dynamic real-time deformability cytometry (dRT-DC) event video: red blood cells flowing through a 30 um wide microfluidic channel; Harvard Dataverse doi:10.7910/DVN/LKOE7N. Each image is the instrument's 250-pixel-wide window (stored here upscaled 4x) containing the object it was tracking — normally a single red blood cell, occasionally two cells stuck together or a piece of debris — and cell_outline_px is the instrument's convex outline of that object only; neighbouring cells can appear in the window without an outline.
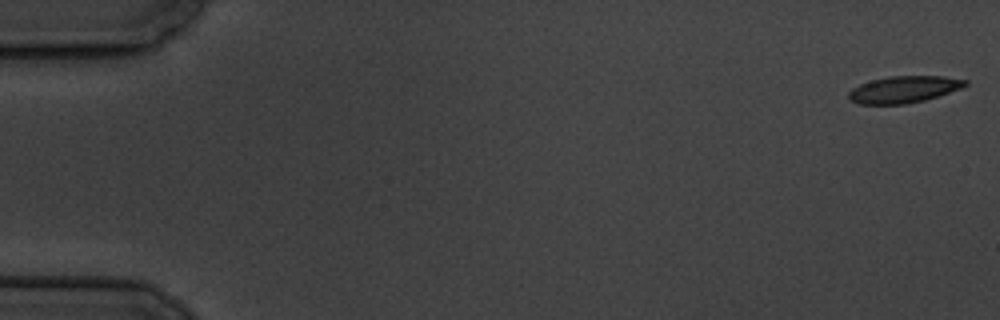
{"species": "common noctule bat (a hibernating species)", "species_latin": "Nyctalus noctula", "temperature_condition": "cold", "stored_images_in_passage": 5, "camera_frame_rate_fps": 3000, "um_per_image_px": 0.085, "animal": {"sex": "male", "body_mass_g": 19.5, "forearm_length_mm": 54.6}, "frame": {"image": 1, "passage_image": 1, "time_ms": 0.0, "image_size_px": [1000, 320], "cell_outline_px": [[968, 84], [960, 88], [924, 100], [904, 104], [860, 104], [852, 100], [848, 96], [848, 92], [852, 88], [860, 84], [872, 80], [888, 76], [944, 76], [968, 80]], "centroid_in_image_um": [76.81, 7.59], "position_along_channel_um": 8.2, "area_um2": 17.98}}
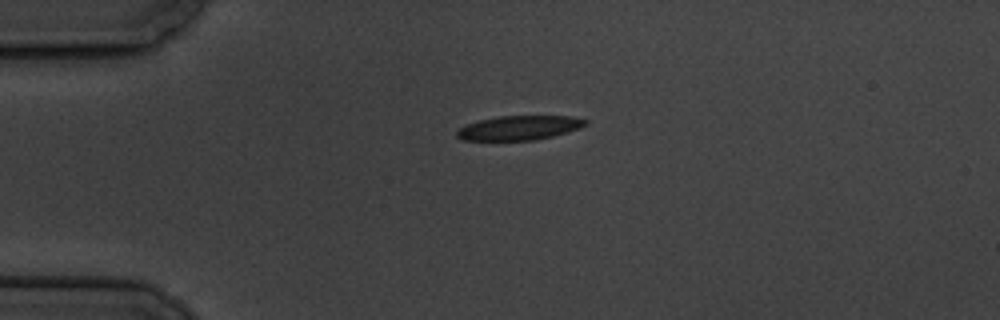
{"frame": {"image": 2, "passage_image": 4, "time_ms": 4.333, "image_size_px": [1000, 320], "cell_outline_px": [[588, 124], [580, 128], [568, 132], [552, 136], [532, 140], [460, 140], [456, 136], [456, 132], [464, 124], [480, 120], [500, 116], [572, 116], [588, 120]], "centroid_in_image_um": [44.13, 10.86], "position_along_channel_um": 40.9, "area_um2": 18.26}}